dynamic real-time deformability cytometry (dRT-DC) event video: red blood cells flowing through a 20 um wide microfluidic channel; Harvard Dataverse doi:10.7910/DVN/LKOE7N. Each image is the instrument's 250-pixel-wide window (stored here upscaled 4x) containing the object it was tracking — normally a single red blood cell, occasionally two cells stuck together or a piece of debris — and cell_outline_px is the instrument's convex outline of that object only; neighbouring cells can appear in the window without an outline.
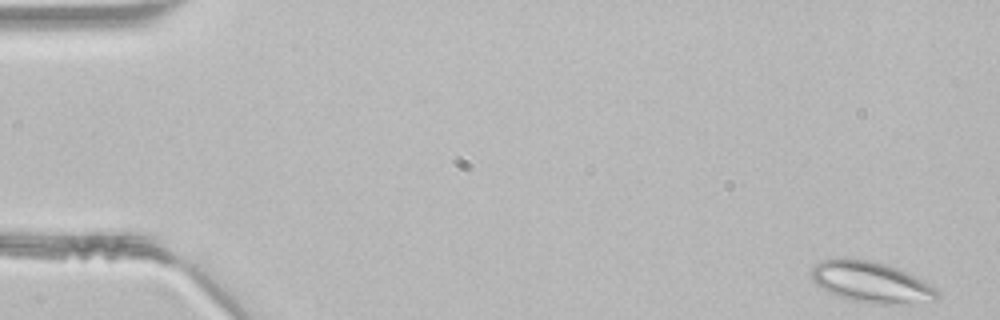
{"species": "common noctule bat (a hibernating species)", "species_latin": "Nyctalus noctula", "temperature_condition": "room temperature", "stored_images_in_passage": 46, "camera_frame_rate_fps": 3000, "um_per_image_px": 0.085, "animal": {"sex": "male", "body_mass_g": 21.5, "forearm_length_mm": 52.0}, "frame": {"image": 1, "passage_image": 1, "time_ms": 0.0, "image_size_px": [1000, 320], "cell_outline_px": [[940, 292], [936, 300], [888, 304], [868, 304], [836, 296], [828, 292], [816, 284], [812, 280], [812, 268], [820, 260], [868, 260], [884, 264], [896, 268], [924, 280], [936, 288]], "centroid_in_image_um": [74.06, 24.01], "position_along_channel_um": 10.9, "area_um2": 29.48}}
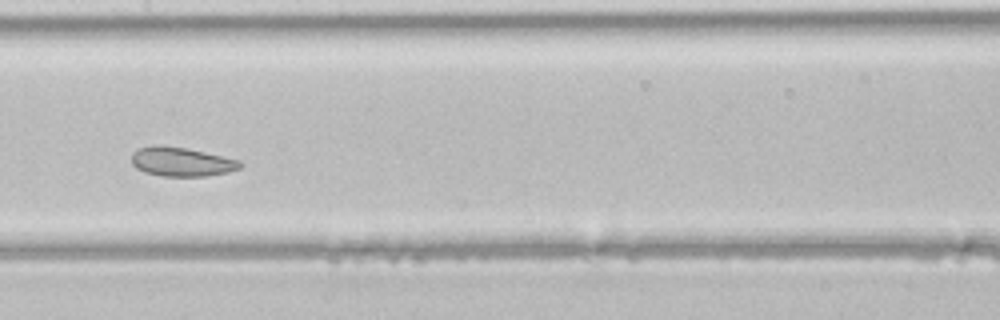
{"frame": {"image": 2, "passage_image": 23, "time_ms": 7.333, "image_size_px": [1000, 320], "cell_outline_px": [[244, 164], [240, 168], [228, 172], [208, 176], [160, 176], [144, 172], [136, 168], [132, 164], [132, 152], [140, 148], [152, 144], [160, 144], [184, 148], [204, 152], [240, 160]], "centroid_in_image_um": [15.41, 13.75], "position_along_channel_um": 192.0, "area_um2": 18.55}}
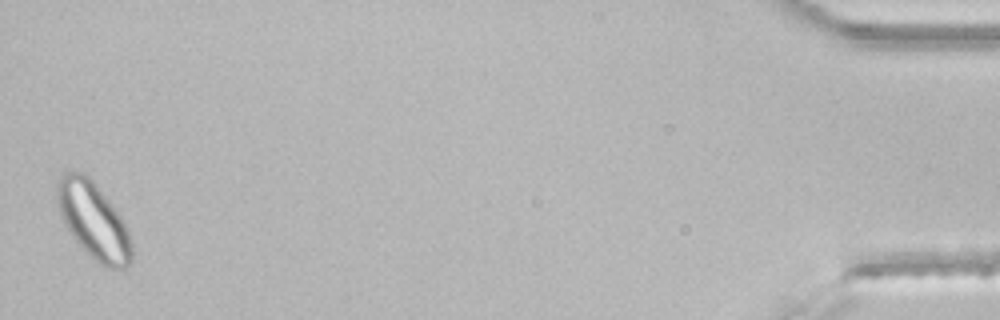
{"frame": {"image": 3, "passage_image": 46, "time_ms": 15.0, "image_size_px": [1000, 320], "cell_outline_px": [[132, 260], [128, 268], [104, 268], [68, 232], [60, 216], [56, 196], [56, 192], [60, 176], [64, 172], [84, 172], [92, 180], [120, 216], [128, 228], [132, 244]], "centroid_in_image_um": [7.95, 18.77], "position_along_channel_um": 427.2, "area_um2": 32.95}}